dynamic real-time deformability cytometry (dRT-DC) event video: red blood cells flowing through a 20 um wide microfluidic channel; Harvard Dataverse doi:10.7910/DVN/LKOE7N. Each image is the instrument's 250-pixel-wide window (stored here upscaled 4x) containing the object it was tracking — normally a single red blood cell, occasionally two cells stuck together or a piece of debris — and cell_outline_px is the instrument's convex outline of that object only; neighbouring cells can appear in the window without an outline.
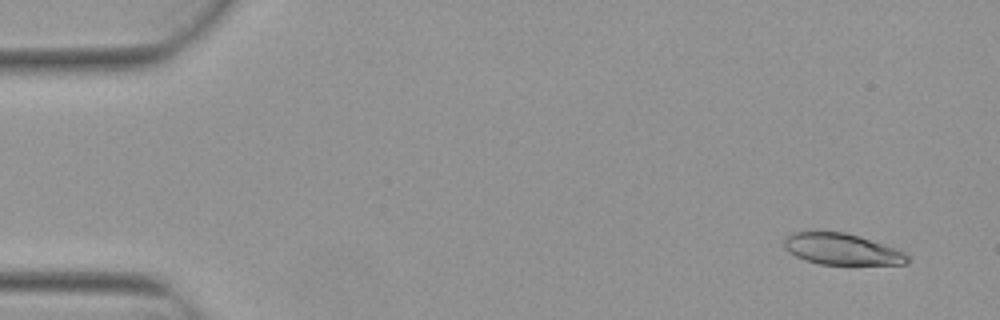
{"species": "Egyptian fruit bat (a non-hibernating species)", "species_latin": "Rousettus aegyptiacus", "temperature_condition": "warm", "stored_images_in_passage": 7, "camera_frame_rate_fps": 3000, "um_per_image_px": 0.085, "animal": {"sex": "female"}, "frame": {"image": 1, "passage_image": 1, "time_ms": 0.0, "image_size_px": [1000, 320], "cell_outline_px": [[908, 260], [904, 264], [820, 264], [796, 256], [784, 248], [784, 240], [788, 236], [796, 232], [844, 232], [860, 236], [896, 248], [904, 252], [908, 256]], "centroid_in_image_um": [71.57, 21.17], "position_along_channel_um": 13.4, "area_um2": 22.08}}
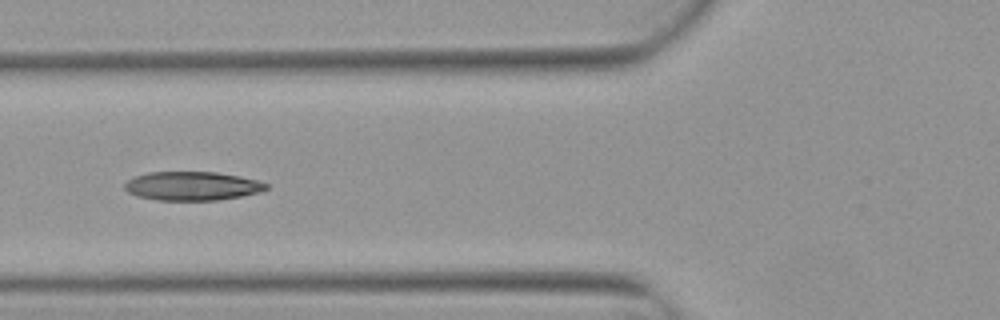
{"frame": {"image": 2, "passage_image": 5, "time_ms": 1.333, "image_size_px": [1000, 320], "cell_outline_px": [[268, 188], [260, 192], [240, 196], [216, 200], [156, 200], [136, 196], [128, 192], [124, 188], [124, 184], [128, 180], [136, 176], [148, 172], [216, 172], [240, 176], [256, 180], [268, 184]], "centroid_in_image_um": [16.32, 15.81], "position_along_channel_um": 109.5, "area_um2": 23.7}}
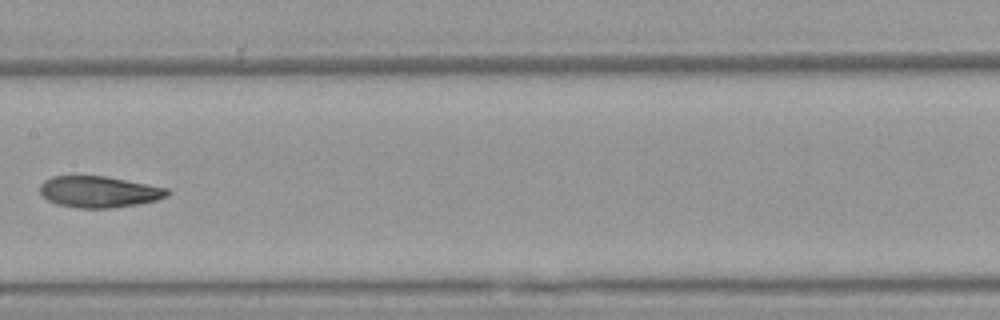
{"frame": {"image": 3, "passage_image": 7, "time_ms": 2.0, "image_size_px": [1000, 320], "cell_outline_px": [[168, 196], [156, 200], [136, 204], [112, 208], [76, 208], [56, 204], [48, 200], [40, 192], [40, 184], [44, 180], [52, 176], [104, 176], [168, 188]], "centroid_in_image_um": [8.38, 16.31], "position_along_channel_um": 199.0, "area_um2": 23.12}}